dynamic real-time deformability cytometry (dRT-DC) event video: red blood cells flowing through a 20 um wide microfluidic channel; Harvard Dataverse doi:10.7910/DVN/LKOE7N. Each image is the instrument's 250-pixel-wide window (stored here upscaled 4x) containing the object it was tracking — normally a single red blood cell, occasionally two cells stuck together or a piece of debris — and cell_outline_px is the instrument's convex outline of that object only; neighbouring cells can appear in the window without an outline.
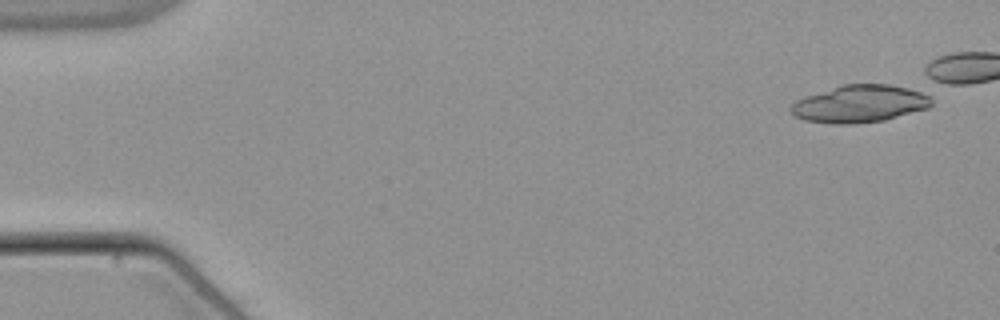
{"species": "common noctule bat (a hibernating species)", "species_latin": "Nyctalus noctula", "temperature_condition": "warm", "stored_images_in_passage": 1, "camera_frame_rate_fps": 3000, "um_per_image_px": 0.085, "animal": {"sex": "male", "body_mass_g": 21.5, "forearm_length_mm": 52.0}, "frame": {"image": 1, "passage_image": 1, "time_ms": 0.0, "image_size_px": [1000, 320], "cell_outline_px": [[932, 104], [928, 108], [884, 120], [852, 124], [832, 124], [804, 120], [796, 116], [788, 108], [796, 100], [804, 96], [844, 84], [888, 84], [932, 92]], "centroid_in_image_um": [73.14, 8.81], "position_along_channel_um": 11.9, "area_um2": 31.04}}